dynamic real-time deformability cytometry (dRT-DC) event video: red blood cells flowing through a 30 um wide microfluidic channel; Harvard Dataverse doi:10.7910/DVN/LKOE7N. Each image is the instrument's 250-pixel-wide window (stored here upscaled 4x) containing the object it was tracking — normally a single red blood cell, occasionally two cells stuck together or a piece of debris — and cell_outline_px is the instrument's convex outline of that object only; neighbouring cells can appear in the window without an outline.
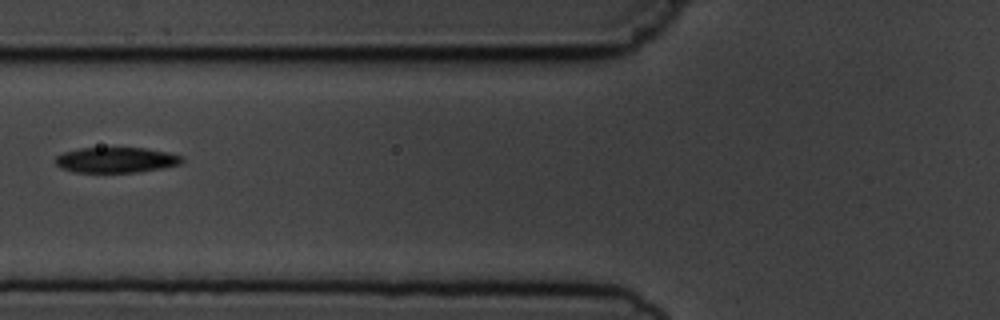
{"species": "common noctule bat (a hibernating species)", "species_latin": "Nyctalus noctula", "temperature_condition": "cold", "stored_images_in_passage": 4, "camera_frame_rate_fps": 3000, "um_per_image_px": 0.085, "animal": {"sex": "male", "body_mass_g": 19.5, "forearm_length_mm": 54.6}, "frame": {"image": 1, "passage_image": 3, "time_ms": 2.333, "image_size_px": [1000, 320], "cell_outline_px": [[184, 160], [180, 164], [164, 168], [136, 172], [72, 172], [60, 168], [56, 164], [56, 156], [64, 152], [80, 148], [144, 148], [168, 152], [184, 156]], "centroid_in_image_um": [9.89, 13.6], "position_along_channel_um": 115.9, "area_um2": 18.84}}
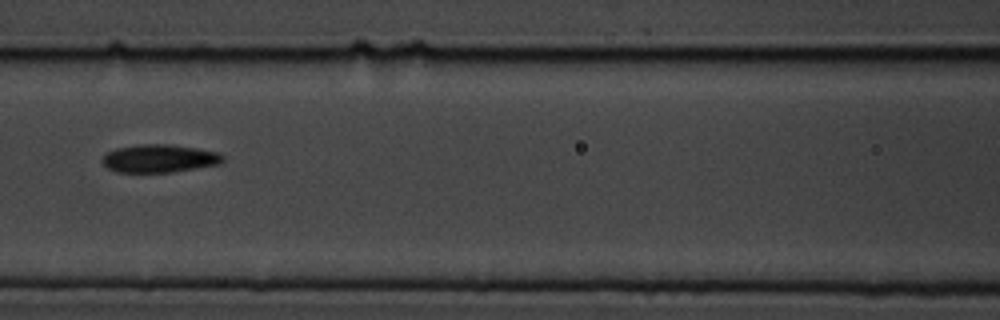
{"frame": {"image": 2, "passage_image": 4, "time_ms": 3.333, "image_size_px": [1000, 320], "cell_outline_px": [[224, 160], [220, 164], [172, 172], [116, 172], [108, 168], [100, 160], [104, 152], [116, 148], [140, 144], [168, 144], [196, 148], [220, 152], [224, 156]], "centroid_in_image_um": [13.52, 13.46], "position_along_channel_um": 153.1, "area_um2": 19.88}}